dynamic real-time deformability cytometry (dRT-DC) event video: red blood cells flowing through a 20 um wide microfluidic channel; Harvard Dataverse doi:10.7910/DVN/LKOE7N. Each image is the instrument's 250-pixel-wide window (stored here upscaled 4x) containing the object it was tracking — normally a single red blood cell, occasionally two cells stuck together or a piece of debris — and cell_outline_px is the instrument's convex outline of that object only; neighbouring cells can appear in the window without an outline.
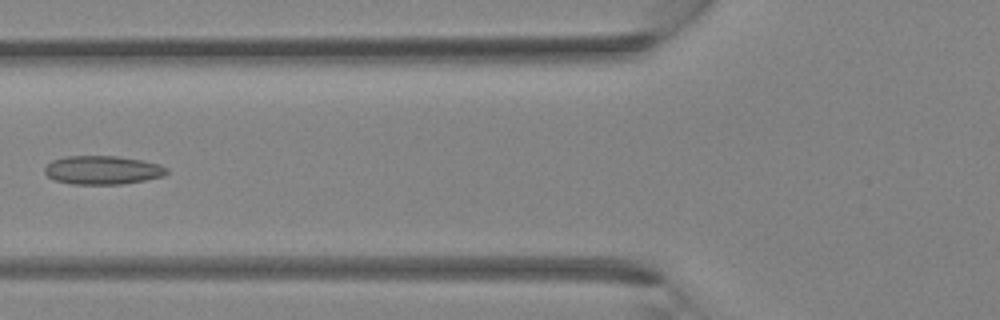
{"species": "Egyptian fruit bat (a non-hibernating species)", "species_latin": "Rousettus aegyptiacus", "temperature_condition": "room temperature", "stored_images_in_passage": 37, "camera_frame_rate_fps": 3000, "um_per_image_px": 0.085, "animal": {"sex": "female"}, "frame": {"image": 1, "passage_image": 14, "time_ms": 4.333, "image_size_px": [1000, 320], "cell_outline_px": [[168, 172], [164, 176], [144, 180], [120, 184], [72, 184], [56, 180], [48, 176], [44, 172], [44, 168], [52, 160], [68, 156], [116, 156], [144, 160], [160, 164], [168, 168]], "centroid_in_image_um": [8.75, 14.45], "position_along_channel_um": 117.1, "area_um2": 20.35}}
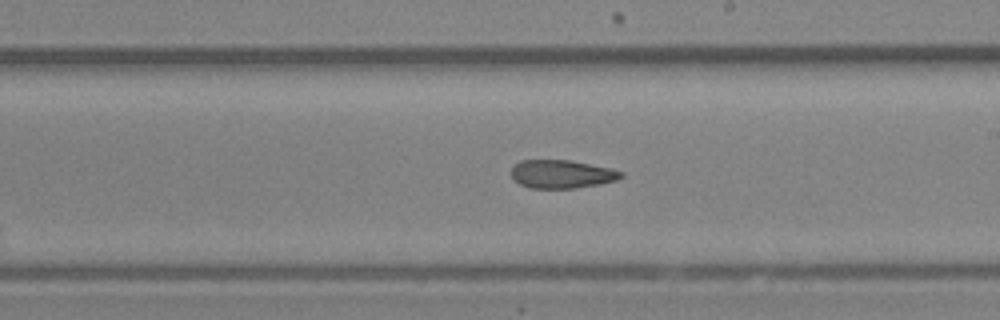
{"frame": {"image": 2, "passage_image": 21, "time_ms": 6.667, "image_size_px": [1000, 320], "cell_outline_px": [[624, 176], [616, 180], [600, 184], [576, 188], [528, 188], [512, 180], [512, 164], [520, 160], [568, 160], [608, 168], [624, 172]], "centroid_in_image_um": [47.7, 14.8], "position_along_channel_um": 241.3, "area_um2": 18.15}}
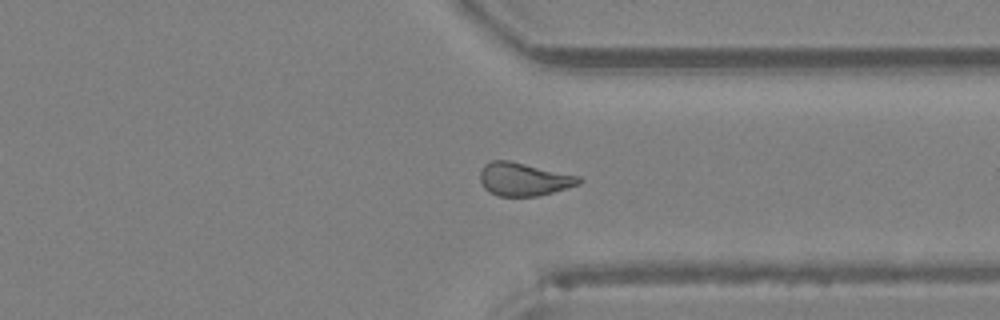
{"frame": {"image": 3, "passage_image": 28, "time_ms": 9.0, "image_size_px": [1000, 320], "cell_outline_px": [[584, 180], [580, 184], [552, 192], [536, 196], [500, 196], [488, 192], [484, 188], [480, 180], [480, 172], [484, 164], [492, 160], [508, 160], [580, 176]], "centroid_in_image_um": [44.51, 15.23], "position_along_channel_um": 366.9, "area_um2": 19.07}}